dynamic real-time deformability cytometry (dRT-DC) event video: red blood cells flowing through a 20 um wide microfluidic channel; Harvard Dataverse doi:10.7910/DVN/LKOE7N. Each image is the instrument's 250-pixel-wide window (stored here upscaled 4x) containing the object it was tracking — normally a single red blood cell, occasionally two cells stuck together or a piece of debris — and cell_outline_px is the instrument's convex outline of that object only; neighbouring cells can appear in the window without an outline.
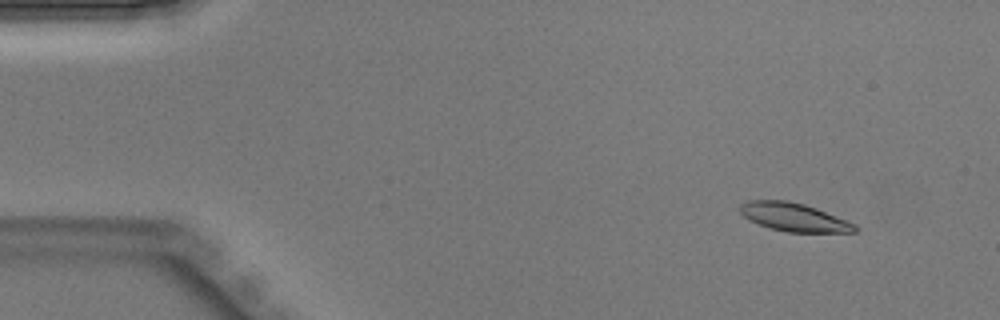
{"species": "Egyptian fruit bat (a non-hibernating species)", "species_latin": "Rousettus aegyptiacus", "temperature_condition": "warm", "stored_images_in_passage": 43, "segment_of_instrument_passage": [1, 2], "camera_frame_rate_fps": 3000, "um_per_image_px": 0.085, "animal": {"sex": "male"}, "frame": {"image": 1, "passage_image": 3, "time_ms": 0.667, "image_size_px": [1000, 320], "cell_outline_px": [[860, 228], [856, 232], [788, 232], [772, 228], [760, 224], [744, 216], [740, 212], [740, 204], [748, 200], [788, 200], [804, 204], [816, 208], [856, 224]], "centroid_in_image_um": [67.52, 18.45], "position_along_channel_um": 17.5, "area_um2": 18.79}}
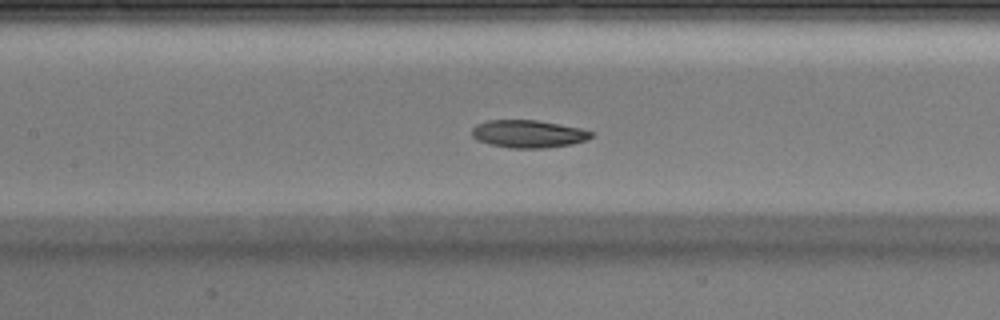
{"frame": {"image": 2, "passage_image": 19, "time_ms": 6.0, "image_size_px": [1000, 320], "cell_outline_px": [[592, 136], [588, 140], [572, 144], [544, 148], [512, 148], [492, 144], [476, 140], [472, 136], [472, 128], [476, 124], [488, 120], [536, 120], [560, 124], [580, 128], [592, 132]], "centroid_in_image_um": [44.9, 11.37], "position_along_channel_um": 162.5, "area_um2": 19.19}}
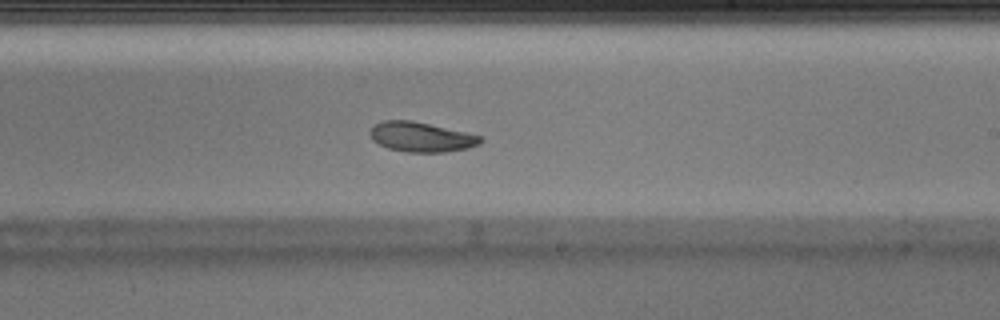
{"frame": {"image": 3, "passage_image": 25, "time_ms": 8.0, "image_size_px": [1000, 320], "cell_outline_px": [[484, 140], [480, 144], [468, 148], [444, 152], [408, 152], [388, 148], [372, 140], [368, 132], [380, 120], [412, 120], [484, 136]], "centroid_in_image_um": [35.82, 11.63], "position_along_channel_um": 253.2, "area_um2": 19.31}}